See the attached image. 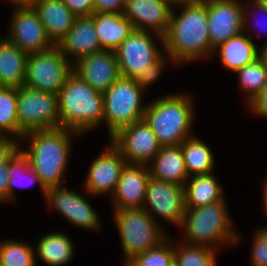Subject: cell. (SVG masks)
Returning a JSON list of instances; mask_svg holds the SVG:
<instances>
[{
  "mask_svg": "<svg viewBox=\"0 0 267 266\" xmlns=\"http://www.w3.org/2000/svg\"><path fill=\"white\" fill-rule=\"evenodd\" d=\"M182 7L178 16L172 9L169 28L164 36L163 50L172 64L192 62L214 52L208 31L207 0L183 4Z\"/></svg>",
  "mask_w": 267,
  "mask_h": 266,
  "instance_id": "cell-1",
  "label": "cell"
},
{
  "mask_svg": "<svg viewBox=\"0 0 267 266\" xmlns=\"http://www.w3.org/2000/svg\"><path fill=\"white\" fill-rule=\"evenodd\" d=\"M71 133H79L66 128L31 131L23 138L31 137L28 155L31 169L40 177L46 188L61 186L70 156Z\"/></svg>",
  "mask_w": 267,
  "mask_h": 266,
  "instance_id": "cell-2",
  "label": "cell"
},
{
  "mask_svg": "<svg viewBox=\"0 0 267 266\" xmlns=\"http://www.w3.org/2000/svg\"><path fill=\"white\" fill-rule=\"evenodd\" d=\"M60 127L77 133L88 132L104 121L101 92L72 73L58 93Z\"/></svg>",
  "mask_w": 267,
  "mask_h": 266,
  "instance_id": "cell-3",
  "label": "cell"
},
{
  "mask_svg": "<svg viewBox=\"0 0 267 266\" xmlns=\"http://www.w3.org/2000/svg\"><path fill=\"white\" fill-rule=\"evenodd\" d=\"M186 94L159 98L146 105L143 119L156 135L160 145H181L191 135L194 118L193 101Z\"/></svg>",
  "mask_w": 267,
  "mask_h": 266,
  "instance_id": "cell-4",
  "label": "cell"
},
{
  "mask_svg": "<svg viewBox=\"0 0 267 266\" xmlns=\"http://www.w3.org/2000/svg\"><path fill=\"white\" fill-rule=\"evenodd\" d=\"M224 200L198 208H186L181 229L186 244L207 246L236 244L239 235L232 227ZM211 243V244H210ZM212 246V247H211Z\"/></svg>",
  "mask_w": 267,
  "mask_h": 266,
  "instance_id": "cell-5",
  "label": "cell"
},
{
  "mask_svg": "<svg viewBox=\"0 0 267 266\" xmlns=\"http://www.w3.org/2000/svg\"><path fill=\"white\" fill-rule=\"evenodd\" d=\"M125 264L135 255L158 247L168 236L144 208L114 209Z\"/></svg>",
  "mask_w": 267,
  "mask_h": 266,
  "instance_id": "cell-6",
  "label": "cell"
},
{
  "mask_svg": "<svg viewBox=\"0 0 267 266\" xmlns=\"http://www.w3.org/2000/svg\"><path fill=\"white\" fill-rule=\"evenodd\" d=\"M143 93L136 80L122 76L102 93L104 122L110 138L121 128L143 119L146 109L141 104Z\"/></svg>",
  "mask_w": 267,
  "mask_h": 266,
  "instance_id": "cell-7",
  "label": "cell"
},
{
  "mask_svg": "<svg viewBox=\"0 0 267 266\" xmlns=\"http://www.w3.org/2000/svg\"><path fill=\"white\" fill-rule=\"evenodd\" d=\"M73 63L58 49L52 48L28 55L24 85L58 95L73 73Z\"/></svg>",
  "mask_w": 267,
  "mask_h": 266,
  "instance_id": "cell-8",
  "label": "cell"
},
{
  "mask_svg": "<svg viewBox=\"0 0 267 266\" xmlns=\"http://www.w3.org/2000/svg\"><path fill=\"white\" fill-rule=\"evenodd\" d=\"M17 115L25 134L60 128L58 96L23 85L17 89Z\"/></svg>",
  "mask_w": 267,
  "mask_h": 266,
  "instance_id": "cell-9",
  "label": "cell"
},
{
  "mask_svg": "<svg viewBox=\"0 0 267 266\" xmlns=\"http://www.w3.org/2000/svg\"><path fill=\"white\" fill-rule=\"evenodd\" d=\"M156 46L150 31L133 30L115 50L121 76L139 78L146 67L163 56Z\"/></svg>",
  "mask_w": 267,
  "mask_h": 266,
  "instance_id": "cell-10",
  "label": "cell"
},
{
  "mask_svg": "<svg viewBox=\"0 0 267 266\" xmlns=\"http://www.w3.org/2000/svg\"><path fill=\"white\" fill-rule=\"evenodd\" d=\"M110 139L130 164L149 165L162 147L144 119L121 128Z\"/></svg>",
  "mask_w": 267,
  "mask_h": 266,
  "instance_id": "cell-11",
  "label": "cell"
},
{
  "mask_svg": "<svg viewBox=\"0 0 267 266\" xmlns=\"http://www.w3.org/2000/svg\"><path fill=\"white\" fill-rule=\"evenodd\" d=\"M238 0H207L208 31L213 48L244 32L247 8Z\"/></svg>",
  "mask_w": 267,
  "mask_h": 266,
  "instance_id": "cell-12",
  "label": "cell"
},
{
  "mask_svg": "<svg viewBox=\"0 0 267 266\" xmlns=\"http://www.w3.org/2000/svg\"><path fill=\"white\" fill-rule=\"evenodd\" d=\"M6 39L26 53L41 52L55 44L47 36L45 28L32 6H15Z\"/></svg>",
  "mask_w": 267,
  "mask_h": 266,
  "instance_id": "cell-13",
  "label": "cell"
},
{
  "mask_svg": "<svg viewBox=\"0 0 267 266\" xmlns=\"http://www.w3.org/2000/svg\"><path fill=\"white\" fill-rule=\"evenodd\" d=\"M143 208L152 217L155 213L168 222L181 226L186 209L184 186L151 177L147 184Z\"/></svg>",
  "mask_w": 267,
  "mask_h": 266,
  "instance_id": "cell-14",
  "label": "cell"
},
{
  "mask_svg": "<svg viewBox=\"0 0 267 266\" xmlns=\"http://www.w3.org/2000/svg\"><path fill=\"white\" fill-rule=\"evenodd\" d=\"M172 5L167 0H126L123 16L134 30L149 31L157 35L164 46V36L169 28Z\"/></svg>",
  "mask_w": 267,
  "mask_h": 266,
  "instance_id": "cell-15",
  "label": "cell"
},
{
  "mask_svg": "<svg viewBox=\"0 0 267 266\" xmlns=\"http://www.w3.org/2000/svg\"><path fill=\"white\" fill-rule=\"evenodd\" d=\"M47 203L59 211L71 224L85 229L100 230L99 218L96 210L84 196L63 186L47 188Z\"/></svg>",
  "mask_w": 267,
  "mask_h": 266,
  "instance_id": "cell-16",
  "label": "cell"
},
{
  "mask_svg": "<svg viewBox=\"0 0 267 266\" xmlns=\"http://www.w3.org/2000/svg\"><path fill=\"white\" fill-rule=\"evenodd\" d=\"M92 161L84 183L86 192L100 195L111 191L113 195L127 161L112 143Z\"/></svg>",
  "mask_w": 267,
  "mask_h": 266,
  "instance_id": "cell-17",
  "label": "cell"
},
{
  "mask_svg": "<svg viewBox=\"0 0 267 266\" xmlns=\"http://www.w3.org/2000/svg\"><path fill=\"white\" fill-rule=\"evenodd\" d=\"M73 72L101 93L121 77L115 51L107 50L79 59L73 64Z\"/></svg>",
  "mask_w": 267,
  "mask_h": 266,
  "instance_id": "cell-18",
  "label": "cell"
},
{
  "mask_svg": "<svg viewBox=\"0 0 267 266\" xmlns=\"http://www.w3.org/2000/svg\"><path fill=\"white\" fill-rule=\"evenodd\" d=\"M148 167L145 164L125 165L112 197L115 209L143 208L147 184L151 178Z\"/></svg>",
  "mask_w": 267,
  "mask_h": 266,
  "instance_id": "cell-19",
  "label": "cell"
},
{
  "mask_svg": "<svg viewBox=\"0 0 267 266\" xmlns=\"http://www.w3.org/2000/svg\"><path fill=\"white\" fill-rule=\"evenodd\" d=\"M56 46L68 60L74 56V63L84 56L103 51L95 31L93 14L77 16L70 30Z\"/></svg>",
  "mask_w": 267,
  "mask_h": 266,
  "instance_id": "cell-20",
  "label": "cell"
},
{
  "mask_svg": "<svg viewBox=\"0 0 267 266\" xmlns=\"http://www.w3.org/2000/svg\"><path fill=\"white\" fill-rule=\"evenodd\" d=\"M32 7L55 45L67 34L77 17L62 0H38Z\"/></svg>",
  "mask_w": 267,
  "mask_h": 266,
  "instance_id": "cell-21",
  "label": "cell"
},
{
  "mask_svg": "<svg viewBox=\"0 0 267 266\" xmlns=\"http://www.w3.org/2000/svg\"><path fill=\"white\" fill-rule=\"evenodd\" d=\"M150 165L154 179L184 186L189 178L181 145L161 147Z\"/></svg>",
  "mask_w": 267,
  "mask_h": 266,
  "instance_id": "cell-22",
  "label": "cell"
},
{
  "mask_svg": "<svg viewBox=\"0 0 267 266\" xmlns=\"http://www.w3.org/2000/svg\"><path fill=\"white\" fill-rule=\"evenodd\" d=\"M93 21L102 50L115 51L134 30L123 14L94 12Z\"/></svg>",
  "mask_w": 267,
  "mask_h": 266,
  "instance_id": "cell-23",
  "label": "cell"
},
{
  "mask_svg": "<svg viewBox=\"0 0 267 266\" xmlns=\"http://www.w3.org/2000/svg\"><path fill=\"white\" fill-rule=\"evenodd\" d=\"M28 53L5 39H0V87L24 85Z\"/></svg>",
  "mask_w": 267,
  "mask_h": 266,
  "instance_id": "cell-24",
  "label": "cell"
},
{
  "mask_svg": "<svg viewBox=\"0 0 267 266\" xmlns=\"http://www.w3.org/2000/svg\"><path fill=\"white\" fill-rule=\"evenodd\" d=\"M254 43L251 35L245 36L242 32L219 44L214 51L216 53L219 50L222 64L228 70L236 72L259 57V49Z\"/></svg>",
  "mask_w": 267,
  "mask_h": 266,
  "instance_id": "cell-25",
  "label": "cell"
},
{
  "mask_svg": "<svg viewBox=\"0 0 267 266\" xmlns=\"http://www.w3.org/2000/svg\"><path fill=\"white\" fill-rule=\"evenodd\" d=\"M184 184L185 208H198L223 199V189L210 174L190 176ZM188 182V183H187Z\"/></svg>",
  "mask_w": 267,
  "mask_h": 266,
  "instance_id": "cell-26",
  "label": "cell"
},
{
  "mask_svg": "<svg viewBox=\"0 0 267 266\" xmlns=\"http://www.w3.org/2000/svg\"><path fill=\"white\" fill-rule=\"evenodd\" d=\"M73 245L63 232L48 233L39 240L35 256H39L48 266H62L74 256Z\"/></svg>",
  "mask_w": 267,
  "mask_h": 266,
  "instance_id": "cell-27",
  "label": "cell"
},
{
  "mask_svg": "<svg viewBox=\"0 0 267 266\" xmlns=\"http://www.w3.org/2000/svg\"><path fill=\"white\" fill-rule=\"evenodd\" d=\"M185 167L188 176L210 174L214 168L211 149L201 139L191 136L182 144Z\"/></svg>",
  "mask_w": 267,
  "mask_h": 266,
  "instance_id": "cell-28",
  "label": "cell"
},
{
  "mask_svg": "<svg viewBox=\"0 0 267 266\" xmlns=\"http://www.w3.org/2000/svg\"><path fill=\"white\" fill-rule=\"evenodd\" d=\"M8 173L10 176L8 183V201L14 199V190L16 186L24 187L26 184L30 185L35 181L38 182L42 189L43 195L46 196L47 188L43 185L40 177L31 169L28 162V155L19 146L8 157ZM25 178L29 181L27 183ZM24 180V182H22Z\"/></svg>",
  "mask_w": 267,
  "mask_h": 266,
  "instance_id": "cell-29",
  "label": "cell"
},
{
  "mask_svg": "<svg viewBox=\"0 0 267 266\" xmlns=\"http://www.w3.org/2000/svg\"><path fill=\"white\" fill-rule=\"evenodd\" d=\"M239 77L241 89L247 92L246 101L249 104L261 90L267 85V66L264 61L258 57L250 64L236 71Z\"/></svg>",
  "mask_w": 267,
  "mask_h": 266,
  "instance_id": "cell-30",
  "label": "cell"
},
{
  "mask_svg": "<svg viewBox=\"0 0 267 266\" xmlns=\"http://www.w3.org/2000/svg\"><path fill=\"white\" fill-rule=\"evenodd\" d=\"M0 129L18 140L25 134L18 124L17 88L0 87Z\"/></svg>",
  "mask_w": 267,
  "mask_h": 266,
  "instance_id": "cell-31",
  "label": "cell"
},
{
  "mask_svg": "<svg viewBox=\"0 0 267 266\" xmlns=\"http://www.w3.org/2000/svg\"><path fill=\"white\" fill-rule=\"evenodd\" d=\"M215 250V247L184 243L181 247H174L175 266H216Z\"/></svg>",
  "mask_w": 267,
  "mask_h": 266,
  "instance_id": "cell-32",
  "label": "cell"
},
{
  "mask_svg": "<svg viewBox=\"0 0 267 266\" xmlns=\"http://www.w3.org/2000/svg\"><path fill=\"white\" fill-rule=\"evenodd\" d=\"M34 249L23 242H0V262L2 266H36Z\"/></svg>",
  "mask_w": 267,
  "mask_h": 266,
  "instance_id": "cell-33",
  "label": "cell"
},
{
  "mask_svg": "<svg viewBox=\"0 0 267 266\" xmlns=\"http://www.w3.org/2000/svg\"><path fill=\"white\" fill-rule=\"evenodd\" d=\"M173 245L168 237L158 247L135 255L125 266H175Z\"/></svg>",
  "mask_w": 267,
  "mask_h": 266,
  "instance_id": "cell-34",
  "label": "cell"
},
{
  "mask_svg": "<svg viewBox=\"0 0 267 266\" xmlns=\"http://www.w3.org/2000/svg\"><path fill=\"white\" fill-rule=\"evenodd\" d=\"M251 262L252 266H267V227L254 232Z\"/></svg>",
  "mask_w": 267,
  "mask_h": 266,
  "instance_id": "cell-35",
  "label": "cell"
},
{
  "mask_svg": "<svg viewBox=\"0 0 267 266\" xmlns=\"http://www.w3.org/2000/svg\"><path fill=\"white\" fill-rule=\"evenodd\" d=\"M166 60L164 55L156 62H154L151 66L146 67L143 71L142 75L136 79L139 87L144 91L148 85H150L153 81H155L161 74L164 66L166 65Z\"/></svg>",
  "mask_w": 267,
  "mask_h": 266,
  "instance_id": "cell-36",
  "label": "cell"
},
{
  "mask_svg": "<svg viewBox=\"0 0 267 266\" xmlns=\"http://www.w3.org/2000/svg\"><path fill=\"white\" fill-rule=\"evenodd\" d=\"M126 0H94L95 13L123 14Z\"/></svg>",
  "mask_w": 267,
  "mask_h": 266,
  "instance_id": "cell-37",
  "label": "cell"
},
{
  "mask_svg": "<svg viewBox=\"0 0 267 266\" xmlns=\"http://www.w3.org/2000/svg\"><path fill=\"white\" fill-rule=\"evenodd\" d=\"M76 16L94 13V0H62Z\"/></svg>",
  "mask_w": 267,
  "mask_h": 266,
  "instance_id": "cell-38",
  "label": "cell"
},
{
  "mask_svg": "<svg viewBox=\"0 0 267 266\" xmlns=\"http://www.w3.org/2000/svg\"><path fill=\"white\" fill-rule=\"evenodd\" d=\"M248 107L250 108L249 110L253 111L252 113L267 118V85L254 97Z\"/></svg>",
  "mask_w": 267,
  "mask_h": 266,
  "instance_id": "cell-39",
  "label": "cell"
},
{
  "mask_svg": "<svg viewBox=\"0 0 267 266\" xmlns=\"http://www.w3.org/2000/svg\"><path fill=\"white\" fill-rule=\"evenodd\" d=\"M10 138L0 139V166L6 164L8 157L18 147V140Z\"/></svg>",
  "mask_w": 267,
  "mask_h": 266,
  "instance_id": "cell-40",
  "label": "cell"
},
{
  "mask_svg": "<svg viewBox=\"0 0 267 266\" xmlns=\"http://www.w3.org/2000/svg\"><path fill=\"white\" fill-rule=\"evenodd\" d=\"M9 173H8V159L6 164L0 166V203L7 202L8 200V183H9Z\"/></svg>",
  "mask_w": 267,
  "mask_h": 266,
  "instance_id": "cell-41",
  "label": "cell"
},
{
  "mask_svg": "<svg viewBox=\"0 0 267 266\" xmlns=\"http://www.w3.org/2000/svg\"><path fill=\"white\" fill-rule=\"evenodd\" d=\"M253 4L257 8V11L260 10L263 14L265 13L267 15V0H253Z\"/></svg>",
  "mask_w": 267,
  "mask_h": 266,
  "instance_id": "cell-42",
  "label": "cell"
},
{
  "mask_svg": "<svg viewBox=\"0 0 267 266\" xmlns=\"http://www.w3.org/2000/svg\"><path fill=\"white\" fill-rule=\"evenodd\" d=\"M15 6H32L38 0H10Z\"/></svg>",
  "mask_w": 267,
  "mask_h": 266,
  "instance_id": "cell-43",
  "label": "cell"
},
{
  "mask_svg": "<svg viewBox=\"0 0 267 266\" xmlns=\"http://www.w3.org/2000/svg\"><path fill=\"white\" fill-rule=\"evenodd\" d=\"M171 5H183V4H192V3H197V2H202L204 0H167Z\"/></svg>",
  "mask_w": 267,
  "mask_h": 266,
  "instance_id": "cell-44",
  "label": "cell"
},
{
  "mask_svg": "<svg viewBox=\"0 0 267 266\" xmlns=\"http://www.w3.org/2000/svg\"><path fill=\"white\" fill-rule=\"evenodd\" d=\"M262 49H259V57L264 61L265 65L267 66V42L263 44Z\"/></svg>",
  "mask_w": 267,
  "mask_h": 266,
  "instance_id": "cell-45",
  "label": "cell"
},
{
  "mask_svg": "<svg viewBox=\"0 0 267 266\" xmlns=\"http://www.w3.org/2000/svg\"><path fill=\"white\" fill-rule=\"evenodd\" d=\"M265 184H264V189H265V191H264V207H265V212H267V179L265 180Z\"/></svg>",
  "mask_w": 267,
  "mask_h": 266,
  "instance_id": "cell-46",
  "label": "cell"
},
{
  "mask_svg": "<svg viewBox=\"0 0 267 266\" xmlns=\"http://www.w3.org/2000/svg\"><path fill=\"white\" fill-rule=\"evenodd\" d=\"M8 136L0 129V139L7 138Z\"/></svg>",
  "mask_w": 267,
  "mask_h": 266,
  "instance_id": "cell-47",
  "label": "cell"
}]
</instances>
